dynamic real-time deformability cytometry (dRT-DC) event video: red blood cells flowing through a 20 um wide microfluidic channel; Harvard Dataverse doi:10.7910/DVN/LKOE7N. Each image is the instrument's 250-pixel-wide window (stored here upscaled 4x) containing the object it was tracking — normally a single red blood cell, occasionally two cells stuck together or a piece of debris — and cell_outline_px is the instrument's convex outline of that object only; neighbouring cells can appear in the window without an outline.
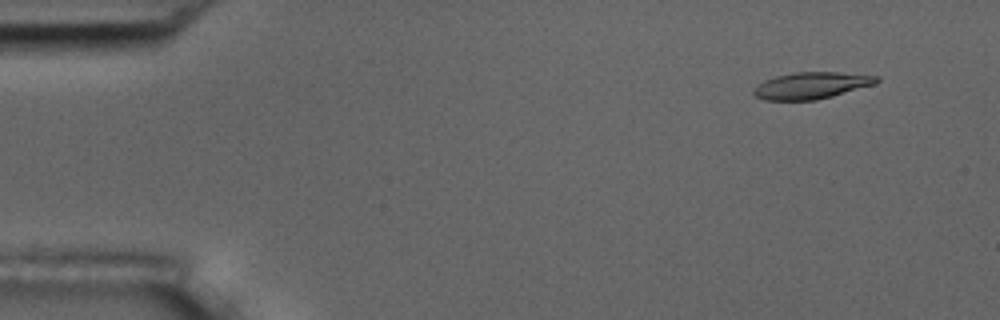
{"species": "common noctule bat (a hibernating species)", "species_latin": "Nyctalus noctula", "temperature_condition": "room temperature", "stored_images_in_passage": 4, "camera_frame_rate_fps": 3000, "um_per_image_px": 0.085, "animal": {"sex": "male", "body_mass_g": 17.5, "forearm_length_mm": 52.3}, "frame": {"image": 1, "passage_image": 1, "time_ms": 0.0, "image_size_px": [1000, 320], "cell_outline_px": [[880, 80], [876, 84], [832, 96], [816, 100], [764, 100], [756, 96], [752, 92], [764, 80], [776, 76], [796, 72], [836, 72], [880, 76]], "centroid_in_image_um": [69.01, 7.26], "position_along_channel_um": 16.0, "area_um2": 19.02}}
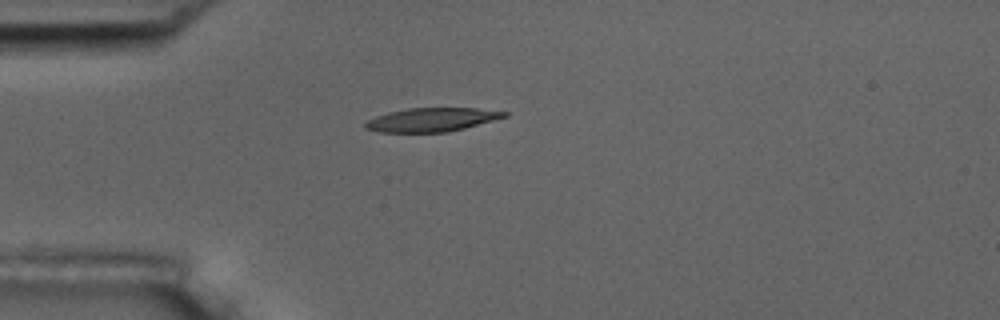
{"frame": {"image": 2, "passage_image": 4, "time_ms": 3.333, "image_size_px": [1000, 320], "cell_outline_px": [[508, 116], [464, 128], [448, 132], [380, 132], [364, 128], [364, 124], [368, 120], [376, 116], [388, 112], [408, 108], [476, 108], [508, 112]], "centroid_in_image_um": [36.68, 10.17], "position_along_channel_um": 48.3, "area_um2": 19.07}}